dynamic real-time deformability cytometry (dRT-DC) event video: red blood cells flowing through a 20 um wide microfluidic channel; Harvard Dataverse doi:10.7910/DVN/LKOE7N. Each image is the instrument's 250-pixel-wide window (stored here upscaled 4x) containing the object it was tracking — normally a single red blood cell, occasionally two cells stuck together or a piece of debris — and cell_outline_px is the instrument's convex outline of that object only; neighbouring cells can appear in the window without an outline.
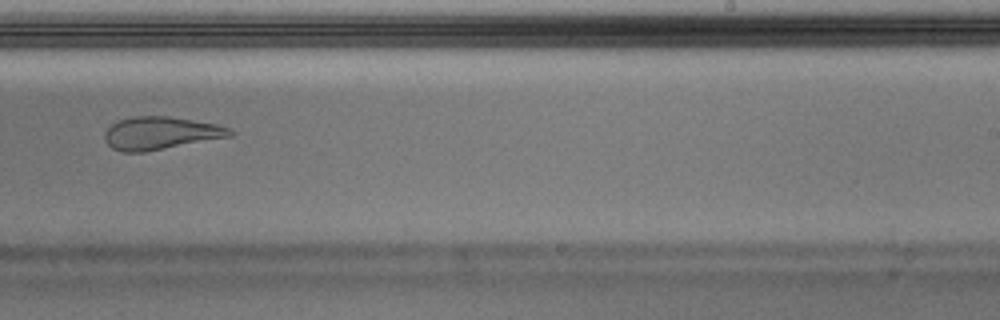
{"species": "Egyptian fruit bat (a non-hibernating species)", "species_latin": "Rousettus aegyptiacus", "temperature_condition": "warm", "stored_images_in_passage": 33, "camera_frame_rate_fps": 3000, "um_per_image_px": 0.085, "animal": {"sex": "male"}, "frame": {"image": 1, "passage_image": 19, "time_ms": 6.0, "image_size_px": [1000, 320], "cell_outline_px": [[236, 132], [232, 136], [144, 152], [124, 152], [112, 148], [104, 140], [104, 132], [112, 124], [120, 120], [132, 116], [168, 116], [216, 124], [232, 128]], "centroid_in_image_um": [13.66, 11.31], "position_along_channel_um": 275.3, "area_um2": 23.93}}